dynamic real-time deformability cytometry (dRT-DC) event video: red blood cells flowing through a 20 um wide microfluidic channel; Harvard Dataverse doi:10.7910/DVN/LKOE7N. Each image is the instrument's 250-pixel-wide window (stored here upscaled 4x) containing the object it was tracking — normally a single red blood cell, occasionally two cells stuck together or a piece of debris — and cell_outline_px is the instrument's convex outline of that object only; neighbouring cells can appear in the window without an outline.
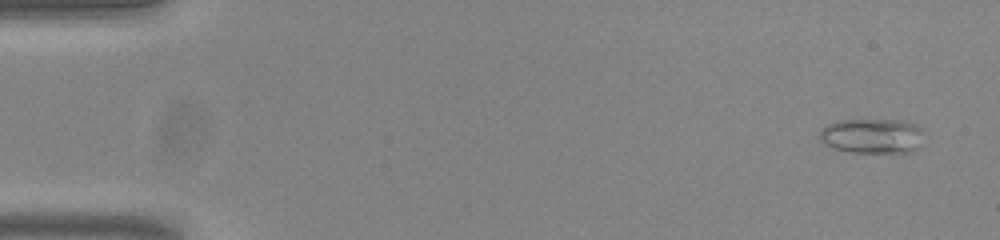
{"species": "common noctule bat (a hibernating species)", "species_latin": "Nyctalus noctula", "temperature_condition": "room temperature", "stored_images_in_passage": 54, "camera_frame_rate_fps": 3000, "um_per_image_px": 0.085, "animal": {"sex": "male", "body_mass_g": 20.0, "forearm_length_mm": 53.3}, "frame": {"image": 1, "passage_image": 3, "time_ms": 0.667, "image_size_px": [1000, 240], "cell_outline_px": [[924, 132], [920, 148], [912, 152], [844, 152], [832, 148], [824, 144], [820, 140], [820, 128], [836, 120], [896, 120], [912, 124], [920, 128]], "centroid_in_image_um": [74.11, 11.57], "position_along_channel_um": 10.9, "area_um2": 21.44}}
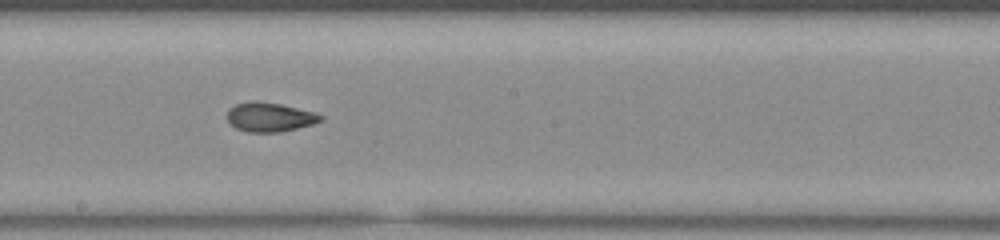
{"frame": {"image": 2, "passage_image": 30, "time_ms": 9.667, "image_size_px": [1000, 240], "cell_outline_px": [[324, 120], [312, 124], [280, 132], [248, 132], [236, 128], [228, 120], [228, 108], [236, 104], [252, 100], [256, 100], [280, 104], [316, 112], [324, 116]], "centroid_in_image_um": [22.95, 9.94], "position_along_channel_um": 225.3, "area_um2": 15.95}}
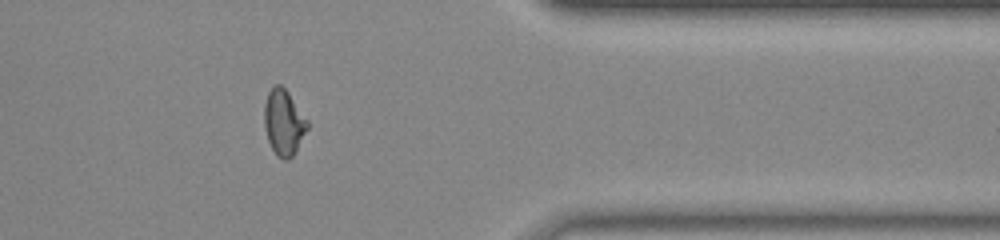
{"frame": {"image": 3, "passage_image": 44, "time_ms": 14.333, "image_size_px": [1000, 240], "cell_outline_px": [[308, 128], [292, 156], [288, 160], [284, 160], [276, 156], [268, 140], [264, 124], [264, 104], [268, 92], [276, 84], [280, 84], [288, 92], [308, 120]], "centroid_in_image_um": [24.11, 10.4], "position_along_channel_um": 387.3, "area_um2": 16.36}, "authors_computed_cell_mechanics": {"area_um2": 16.6175, "velocity_mm_per_s": 3.8299, "shape_relaxation_time_tau1_ms": null, "shape_relaxation_time_tau2_ms": 1.9945, "deformation_change_tau1": null, "deformation_change_tau2": 0.0751}}